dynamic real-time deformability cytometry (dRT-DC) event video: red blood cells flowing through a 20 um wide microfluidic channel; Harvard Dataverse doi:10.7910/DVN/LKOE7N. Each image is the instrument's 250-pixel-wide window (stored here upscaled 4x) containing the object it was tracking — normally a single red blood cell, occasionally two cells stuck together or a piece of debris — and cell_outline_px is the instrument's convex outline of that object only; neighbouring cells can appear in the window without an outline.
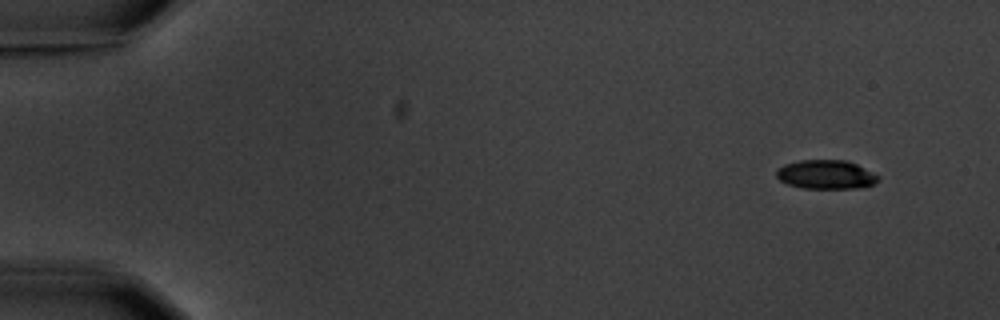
{"species": "common noctule bat (a hibernating species)", "species_latin": "Nyctalus noctula", "temperature_condition": "warm", "stored_images_in_passage": 5, "camera_frame_rate_fps": 3000, "um_per_image_px": 0.085, "animal": {"sex": "male", "body_mass_g": 20.1, "forearm_length_mm": 53.5}, "frame": {"image": 1, "passage_image": 1, "time_ms": 0.0, "image_size_px": [1000, 320], "cell_outline_px": [[880, 180], [872, 184], [860, 188], [804, 188], [788, 184], [780, 180], [776, 176], [776, 172], [784, 164], [800, 160], [844, 160], [856, 164], [880, 176]], "centroid_in_image_um": [70.22, 14.83], "position_along_channel_um": 14.8, "area_um2": 17.05}}